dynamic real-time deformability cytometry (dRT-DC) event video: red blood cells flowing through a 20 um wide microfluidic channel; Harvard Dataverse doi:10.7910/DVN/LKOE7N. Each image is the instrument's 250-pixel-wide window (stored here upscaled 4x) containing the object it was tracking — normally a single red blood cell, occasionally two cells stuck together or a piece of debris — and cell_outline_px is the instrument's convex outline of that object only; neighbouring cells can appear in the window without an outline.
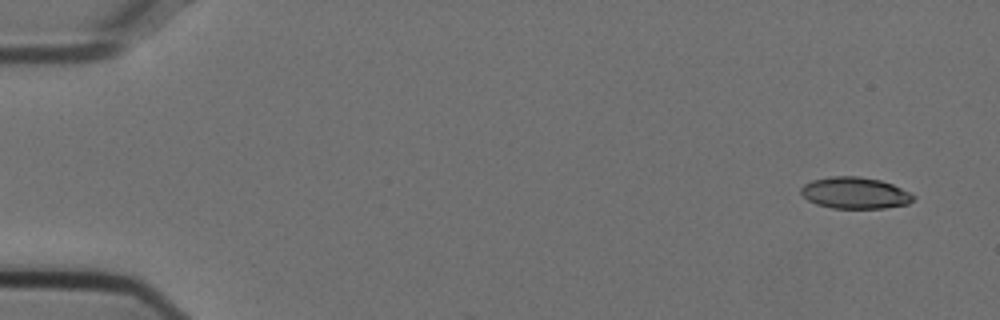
{"species": "Egyptian fruit bat (a non-hibernating species)", "species_latin": "Rousettus aegyptiacus", "temperature_condition": "cold", "stored_images_in_passage": 54, "camera_frame_rate_fps": 3000, "um_per_image_px": 0.085, "animal": {"sex": "female"}, "frame": {"image": 1, "passage_image": 3, "time_ms": 0.667, "image_size_px": [1000, 320], "cell_outline_px": [[916, 196], [908, 204], [884, 208], [832, 208], [816, 204], [808, 200], [800, 192], [800, 188], [804, 184], [812, 180], [832, 176], [860, 176], [880, 180], [892, 184]], "centroid_in_image_um": [72.65, 16.4], "position_along_channel_um": 12.3, "area_um2": 20.58}}
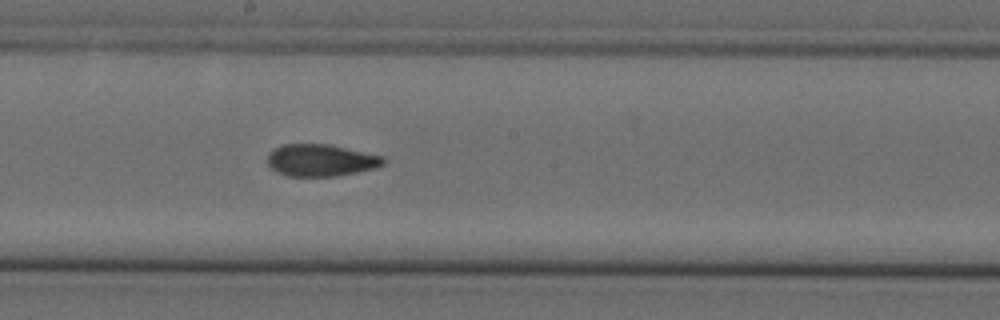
{"frame": {"image": 2, "passage_image": 30, "time_ms": 9.667, "image_size_px": [1000, 320], "cell_outline_px": [[384, 164], [376, 168], [336, 176], [288, 176], [276, 172], [264, 160], [268, 152], [284, 144], [328, 144], [384, 156]], "centroid_in_image_um": [27.23, 13.62], "position_along_channel_um": 221.0, "area_um2": 21.73}}
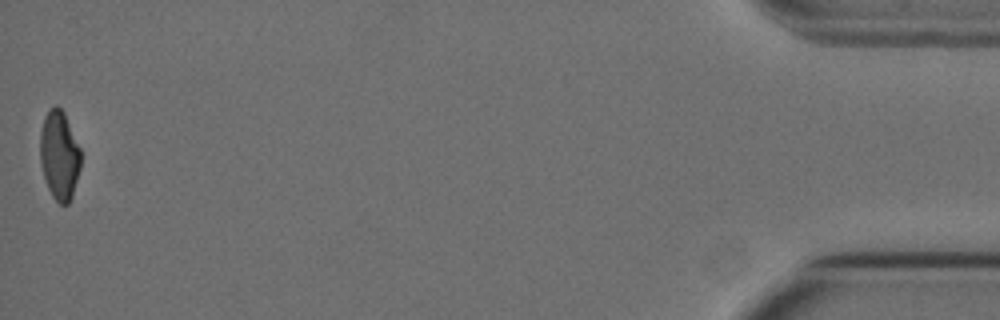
{"frame": {"image": 3, "passage_image": 54, "time_ms": 17.667, "image_size_px": [1000, 320], "cell_outline_px": [[80, 168], [72, 196], [68, 204], [60, 204], [52, 196], [48, 188], [40, 164], [40, 132], [44, 116], [56, 104], [64, 112], [80, 148]], "centroid_in_image_um": [5.03, 13.2], "position_along_channel_um": 430.2, "area_um2": 20.98}, "authors_computed_cell_mechanics": {"area_um2": 21.964, "velocity_mm_per_s": 3.7483, "shape_relaxation_time_tau1_ms": 6.6304, "shape_relaxation_time_tau2_ms": 2.0545, "deformation_change_tau1": 0.1737, "deformation_change_tau2": 0.0747}}